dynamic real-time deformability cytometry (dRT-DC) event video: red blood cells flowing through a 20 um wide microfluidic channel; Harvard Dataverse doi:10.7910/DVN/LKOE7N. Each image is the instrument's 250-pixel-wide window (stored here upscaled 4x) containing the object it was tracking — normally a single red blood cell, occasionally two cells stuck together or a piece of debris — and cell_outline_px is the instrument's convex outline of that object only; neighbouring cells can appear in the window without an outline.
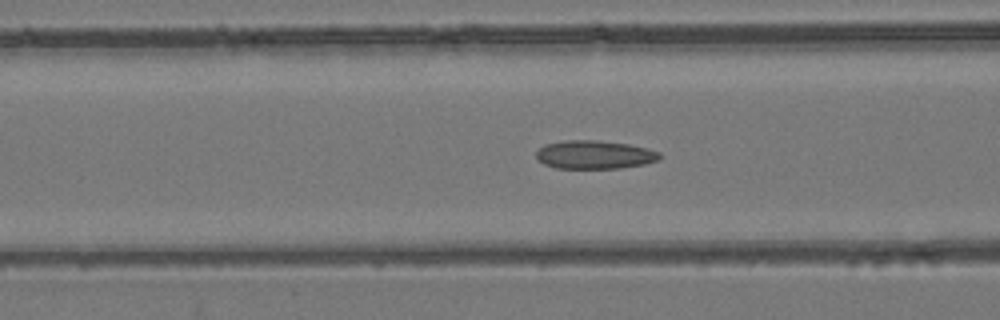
{"species": "common noctule bat (a hibernating species)", "species_latin": "Nyctalus noctula", "temperature_condition": "room temperature", "stored_images_in_passage": 56, "camera_frame_rate_fps": 3000, "um_per_image_px": 0.085, "animal": {"sex": "female", "body_mass_g": 24.6, "forearm_length_mm": 56.2}, "frame": {"image": 1, "passage_image": 22, "time_ms": 7.0, "image_size_px": [1000, 320], "cell_outline_px": [[660, 160], [644, 164], [620, 168], [556, 168], [544, 164], [536, 156], [536, 152], [544, 144], [564, 140], [596, 140], [628, 144], [648, 148], [660, 152]], "centroid_in_image_um": [50.55, 13.14], "position_along_channel_um": 116.1, "area_um2": 20.46}}
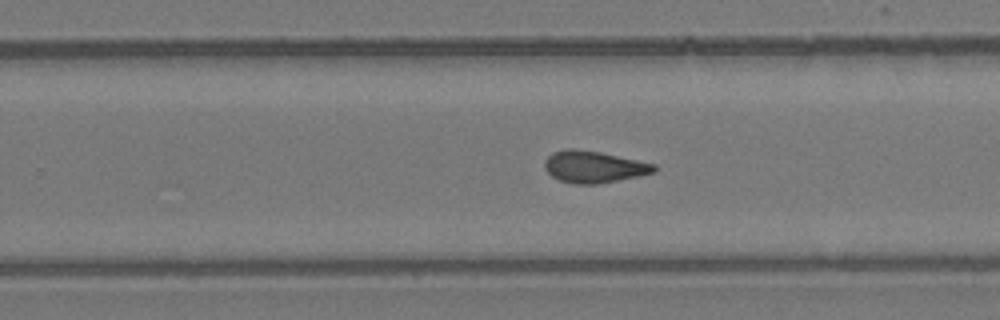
{"frame": {"image": 2, "passage_image": 35, "time_ms": 11.333, "image_size_px": [1000, 320], "cell_outline_px": [[656, 172], [596, 184], [576, 184], [560, 180], [552, 176], [544, 168], [544, 160], [552, 152], [568, 148], [572, 148], [600, 152], [656, 164]], "centroid_in_image_um": [50.44, 14.17], "position_along_channel_um": 279.4, "area_um2": 20.11}}
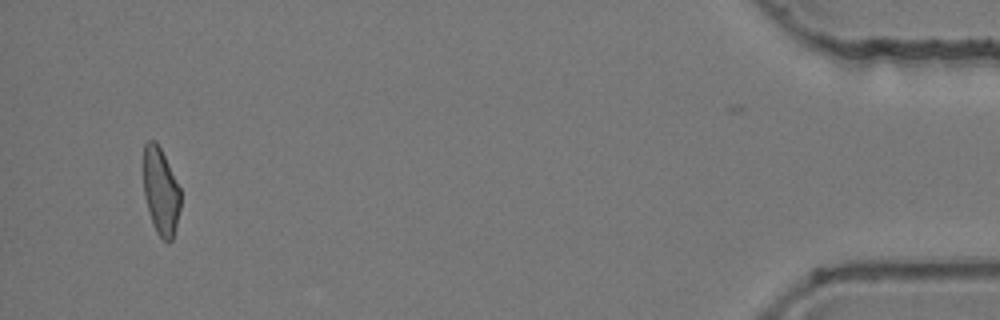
{"frame": {"image": 3, "passage_image": 53, "time_ms": 17.333, "image_size_px": [1000, 320], "cell_outline_px": [[180, 208], [172, 240], [164, 240], [156, 232], [144, 196], [144, 144], [148, 140], [152, 140], [160, 148], [180, 188]], "centroid_in_image_um": [13.66, 16.26], "position_along_channel_um": 421.5, "area_um2": 18.26}, "authors_computed_cell_mechanics": {"area_um2": 20.1144, "velocity_mm_per_s": 3.7729, "shape_relaxation_time_tau1_ms": null, "shape_relaxation_time_tau2_ms": 3.1854, "deformation_change_tau1": null, "deformation_change_tau2": 0.1044}}